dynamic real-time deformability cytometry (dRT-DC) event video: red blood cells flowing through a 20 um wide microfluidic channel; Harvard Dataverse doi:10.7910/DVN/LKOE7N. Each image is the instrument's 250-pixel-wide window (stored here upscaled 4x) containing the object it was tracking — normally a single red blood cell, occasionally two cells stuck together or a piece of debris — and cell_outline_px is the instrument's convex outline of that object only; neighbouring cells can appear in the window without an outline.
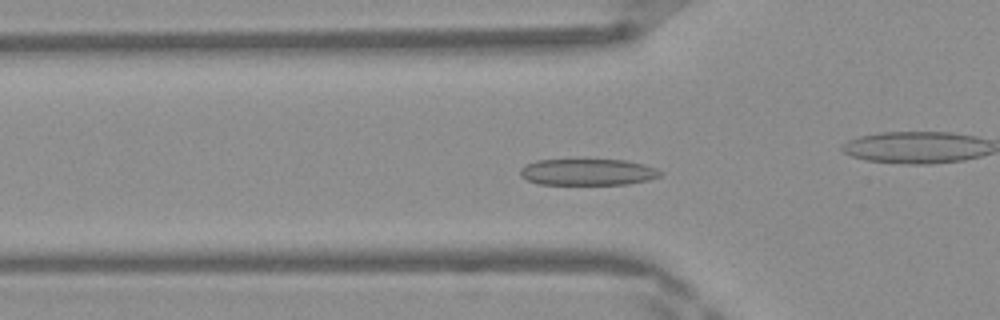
{"species": "Egyptian fruit bat (a non-hibernating species)", "species_latin": "Rousettus aegyptiacus", "temperature_condition": "warm", "stored_images_in_passage": 49, "camera_frame_rate_fps": 3000, "um_per_image_px": 0.085, "frame": {"image": 1, "passage_image": 16, "time_ms": 5.0, "image_size_px": [1000, 320], "cell_outline_px": [[664, 172], [660, 176], [648, 180], [628, 184], [540, 184], [528, 180], [520, 176], [520, 168], [524, 164], [536, 160], [624, 160], [644, 164], [656, 168]], "centroid_in_image_um": [49.96, 14.62], "position_along_channel_um": 75.8, "area_um2": 21.62}}
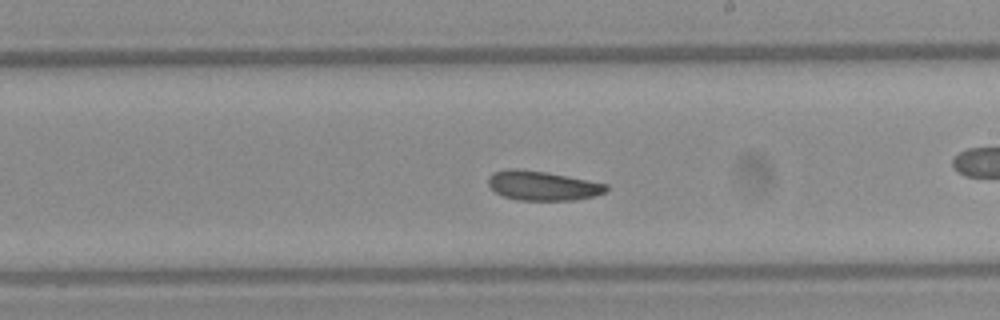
{"frame": {"image": 2, "passage_image": 28, "time_ms": 9.0, "image_size_px": [1000, 320], "cell_outline_px": [[608, 188], [604, 192], [596, 196], [576, 200], [520, 200], [504, 196], [496, 192], [488, 184], [488, 176], [492, 172], [508, 168], [516, 168], [548, 172], [608, 184]], "centroid_in_image_um": [46.11, 15.77], "position_along_channel_um": 242.9, "area_um2": 20.35}}
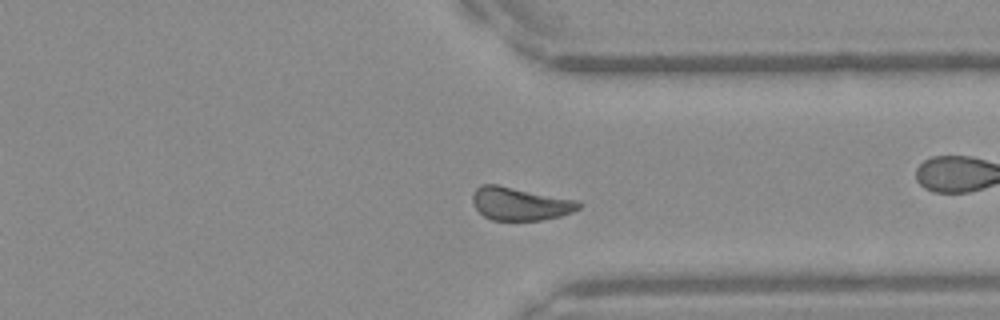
{"frame": {"image": 3, "passage_image": 37, "time_ms": 12.0, "image_size_px": [1000, 320], "cell_outline_px": [[580, 208], [572, 212], [560, 216], [540, 220], [492, 220], [484, 216], [476, 208], [472, 200], [472, 196], [476, 188], [480, 184], [496, 184], [576, 200], [580, 204]], "centroid_in_image_um": [44.17, 17.32], "position_along_channel_um": 367.2, "area_um2": 20.23}, "authors_computed_cell_mechanics": {"area_um2": 21.1548, "velocity_mm_per_s": 4.1553, "shape_relaxation_time_tau1_ms": 3.5234, "shape_relaxation_time_tau2_ms": 3.8228, "deformation_change_tau1": 0.1108, "deformation_change_tau2": 0.1033}}